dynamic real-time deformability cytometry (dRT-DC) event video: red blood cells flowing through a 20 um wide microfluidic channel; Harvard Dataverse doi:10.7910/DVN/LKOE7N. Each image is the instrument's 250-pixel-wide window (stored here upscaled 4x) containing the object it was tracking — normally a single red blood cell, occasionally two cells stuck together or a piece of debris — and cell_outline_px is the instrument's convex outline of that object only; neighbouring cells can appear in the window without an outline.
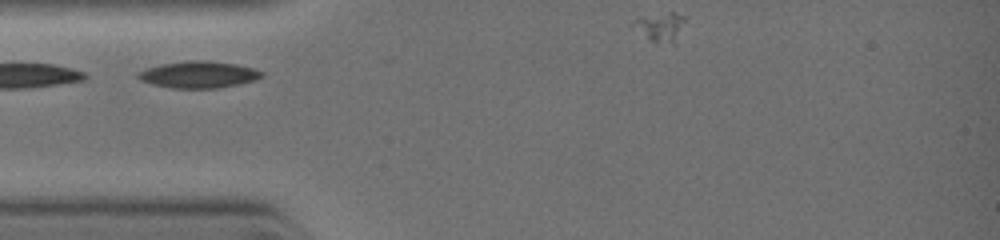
{"species": "common noctule bat (a hibernating species)", "species_latin": "Nyctalus noctula", "temperature_condition": "warm", "stored_images_in_passage": 5, "camera_frame_rate_fps": 3000, "um_per_image_px": 0.085, "animal": {"sex": "female", "body_mass_g": 19.0, "forearm_length_mm": 51.5}, "frame": {"image": 1, "passage_image": 1, "time_ms": 0.0, "image_size_px": [1000, 240], "cell_outline_px": [[264, 76], [256, 80], [216, 88], [172, 88], [152, 84], [140, 80], [136, 76], [136, 72], [160, 64], [188, 60], [204, 60], [236, 64], [252, 68], [264, 72]], "centroid_in_image_um": [16.86, 6.33], "position_along_channel_um": 68.1, "area_um2": 19.25}}